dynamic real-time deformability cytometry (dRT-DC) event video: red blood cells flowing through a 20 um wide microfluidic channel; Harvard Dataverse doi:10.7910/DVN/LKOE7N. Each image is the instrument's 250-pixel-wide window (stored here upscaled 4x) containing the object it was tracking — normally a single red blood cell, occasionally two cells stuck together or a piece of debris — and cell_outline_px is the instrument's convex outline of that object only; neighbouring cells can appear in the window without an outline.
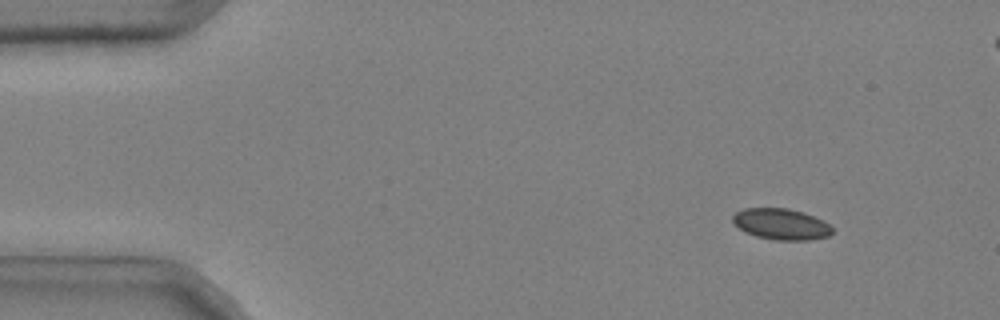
{"species": "common noctule bat (a hibernating species)", "species_latin": "Nyctalus noctula", "temperature_condition": "cold", "stored_images_in_passage": 17, "camera_frame_rate_fps": 3000, "um_per_image_px": 0.085, "animal": {"sex": "male", "body_mass_g": 20.4}, "frame": {"image": 1, "passage_image": 6, "time_ms": 1.667, "image_size_px": [1000, 320], "cell_outline_px": [[832, 232], [828, 236], [808, 240], [776, 240], [756, 236], [744, 232], [732, 220], [732, 216], [736, 212], [744, 208], [788, 208], [804, 212], [824, 220], [832, 228]], "centroid_in_image_um": [66.4, 19.04], "position_along_channel_um": 18.6, "area_um2": 18.03}}